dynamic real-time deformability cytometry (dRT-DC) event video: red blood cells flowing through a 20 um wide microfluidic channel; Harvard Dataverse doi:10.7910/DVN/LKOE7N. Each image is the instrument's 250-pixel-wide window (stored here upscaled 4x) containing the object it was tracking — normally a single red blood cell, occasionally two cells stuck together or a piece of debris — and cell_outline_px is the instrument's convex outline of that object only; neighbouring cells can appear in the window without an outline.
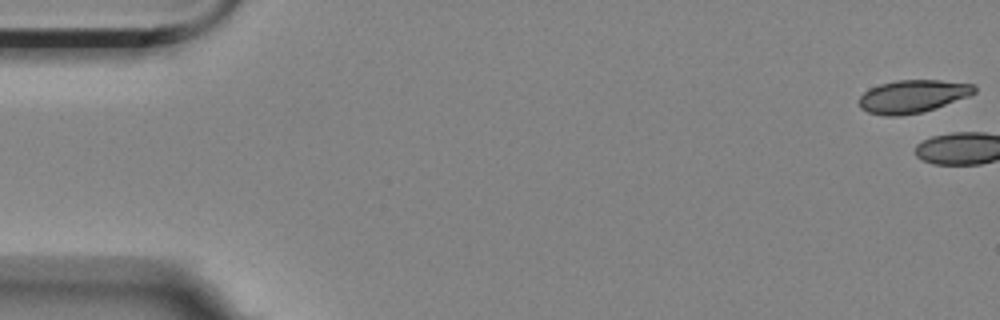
{"species": "Egyptian fruit bat (a non-hibernating species)", "species_latin": "Rousettus aegyptiacus", "temperature_condition": "room temperature", "stored_images_in_passage": 3, "camera_frame_rate_fps": 3000, "um_per_image_px": 0.085, "animal": {"sex": "female"}, "frame": {"image": 1, "passage_image": 1, "time_ms": 0.0, "image_size_px": [1000, 320], "cell_outline_px": [[976, 92], [968, 96], [936, 108], [920, 112], [900, 116], [884, 116], [868, 112], [860, 108], [860, 96], [868, 88], [880, 84], [896, 80], [940, 80], [972, 84], [976, 88]], "centroid_in_image_um": [77.55, 8.19], "position_along_channel_um": 7.5, "area_um2": 22.02}}